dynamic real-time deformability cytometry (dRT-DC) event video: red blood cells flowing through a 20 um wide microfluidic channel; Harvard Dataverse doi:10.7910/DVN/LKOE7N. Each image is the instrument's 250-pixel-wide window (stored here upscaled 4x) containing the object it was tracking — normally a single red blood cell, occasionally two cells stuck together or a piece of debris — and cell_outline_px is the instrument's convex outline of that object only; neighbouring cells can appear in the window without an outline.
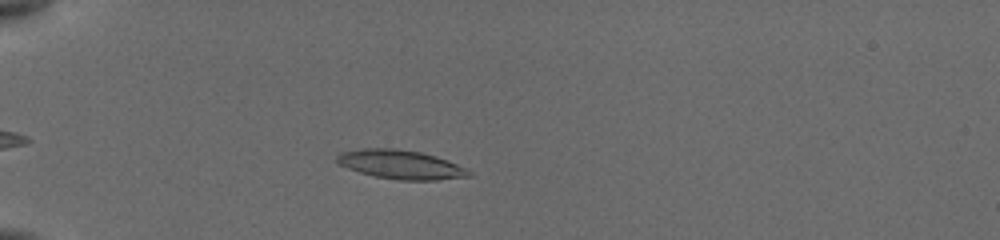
{"species": "common noctule bat (a hibernating species)", "species_latin": "Nyctalus noctula", "temperature_condition": "cold", "stored_images_in_passage": 22, "camera_frame_rate_fps": 3000, "um_per_image_px": 0.085, "animal": {"sex": "female", "body_mass_g": 19.5, "forearm_length_mm": 54.1}, "frame": {"image": 1, "passage_image": 8, "time_ms": 2.667, "image_size_px": [1000, 240], "cell_outline_px": [[472, 176], [436, 180], [400, 180], [376, 176], [360, 172], [348, 168], [340, 164], [336, 160], [336, 156], [340, 152], [364, 148], [396, 148], [420, 152], [436, 156], [448, 160], [468, 168], [472, 172]], "centroid_in_image_um": [34.11, 13.98], "position_along_channel_um": 50.9, "area_um2": 22.31}}
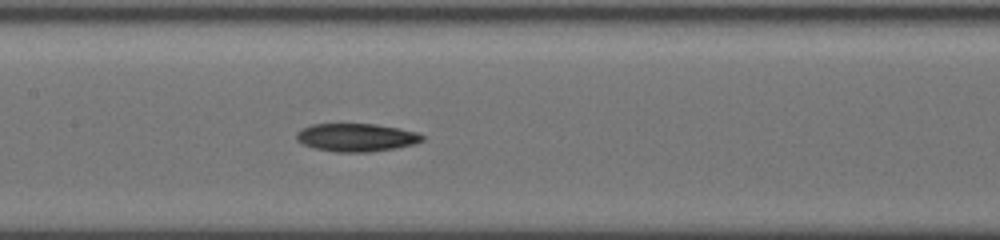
{"frame": {"image": 2, "passage_image": 17, "time_ms": 6.667, "image_size_px": [1000, 240], "cell_outline_px": [[424, 140], [412, 144], [396, 148], [368, 152], [336, 152], [316, 148], [304, 144], [296, 140], [296, 132], [300, 128], [312, 124], [376, 124], [400, 128], [416, 132], [424, 136]], "centroid_in_image_um": [30.27, 11.67], "position_along_channel_um": 177.1, "area_um2": 20.58}}
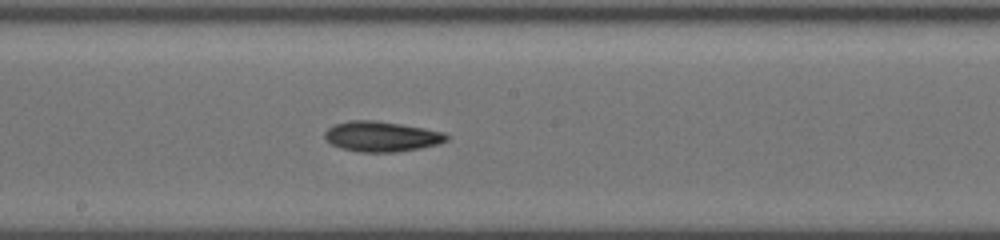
{"frame": {"image": 3, "passage_image": 21, "time_ms": 7.667, "image_size_px": [1000, 240], "cell_outline_px": [[448, 140], [440, 144], [420, 148], [396, 152], [360, 152], [340, 148], [324, 140], [324, 132], [328, 128], [336, 124], [348, 120], [376, 120], [424, 128], [444, 132], [448, 136]], "centroid_in_image_um": [32.42, 11.6], "position_along_channel_um": 215.8, "area_um2": 21.62}}